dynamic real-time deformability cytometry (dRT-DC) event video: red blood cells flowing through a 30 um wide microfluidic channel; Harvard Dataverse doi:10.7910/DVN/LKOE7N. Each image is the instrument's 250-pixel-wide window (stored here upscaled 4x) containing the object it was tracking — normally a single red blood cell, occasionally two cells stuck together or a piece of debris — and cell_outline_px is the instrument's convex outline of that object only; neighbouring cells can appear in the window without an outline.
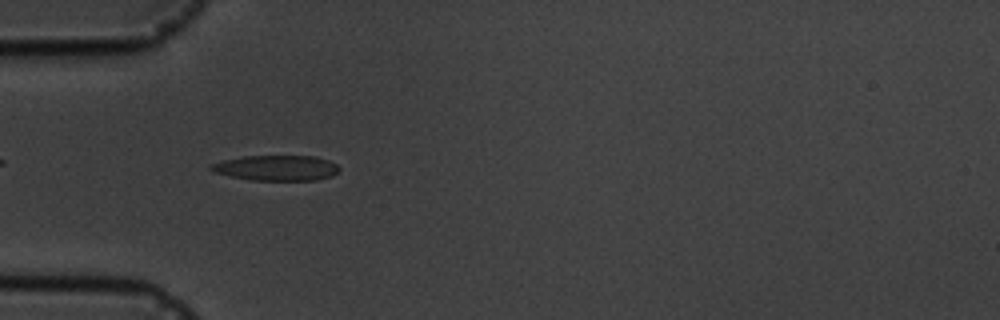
{"species": "common noctule bat (a hibernating species)", "species_latin": "Nyctalus noctula", "temperature_condition": "cold", "stored_images_in_passage": 4, "camera_frame_rate_fps": 3000, "um_per_image_px": 0.085, "animal": {"sex": "male", "body_mass_g": 19.5, "forearm_length_mm": 54.6}, "frame": {"image": 1, "passage_image": 3, "time_ms": 2.333, "image_size_px": [1000, 320], "cell_outline_px": [[340, 172], [332, 176], [316, 180], [252, 180], [212, 172], [208, 168], [212, 164], [224, 160], [244, 156], [316, 156], [328, 160], [336, 164], [340, 168]], "centroid_in_image_um": [23.53, 14.27], "position_along_channel_um": 61.5, "area_um2": 18.96}}
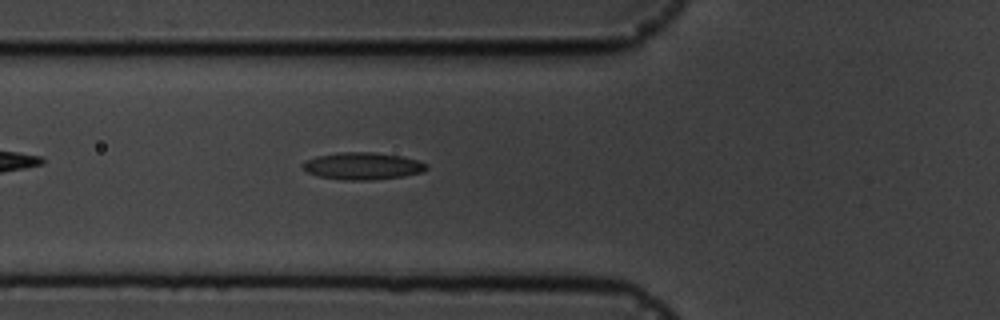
{"frame": {"image": 2, "passage_image": 4, "time_ms": 3.333, "image_size_px": [1000, 320], "cell_outline_px": [[428, 168], [424, 172], [404, 176], [372, 180], [344, 180], [320, 176], [308, 172], [300, 164], [304, 160], [316, 156], [340, 152], [372, 152], [400, 156], [416, 160], [428, 164]], "centroid_in_image_um": [30.82, 14.11], "position_along_channel_um": 95.0, "area_um2": 19.59}}